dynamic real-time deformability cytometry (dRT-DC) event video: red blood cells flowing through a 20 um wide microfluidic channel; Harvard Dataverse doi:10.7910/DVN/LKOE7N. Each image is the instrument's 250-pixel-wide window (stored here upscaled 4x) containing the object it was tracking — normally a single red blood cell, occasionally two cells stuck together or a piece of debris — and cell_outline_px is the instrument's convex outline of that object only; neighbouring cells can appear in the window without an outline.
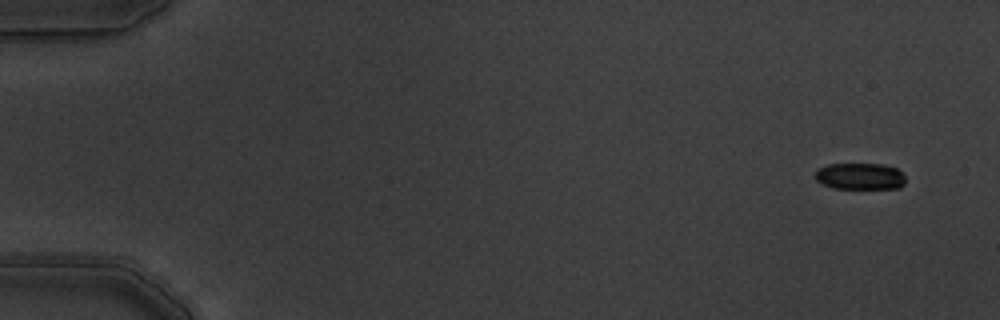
{"species": "common noctule bat (a hibernating species)", "species_latin": "Nyctalus noctula", "temperature_condition": "warm", "stored_images_in_passage": 6, "camera_frame_rate_fps": 3000, "um_per_image_px": 0.085, "animal": {"sex": "male", "body_mass_g": 19.5, "forearm_length_mm": 54.6}, "frame": {"image": 1, "passage_image": 1, "time_ms": 0.0, "image_size_px": [1000, 320], "cell_outline_px": [[904, 184], [900, 188], [832, 188], [816, 180], [816, 168], [828, 164], [880, 164], [896, 168], [904, 176]], "centroid_in_image_um": [73.08, 14.98], "position_along_channel_um": 11.9, "area_um2": 13.87}}
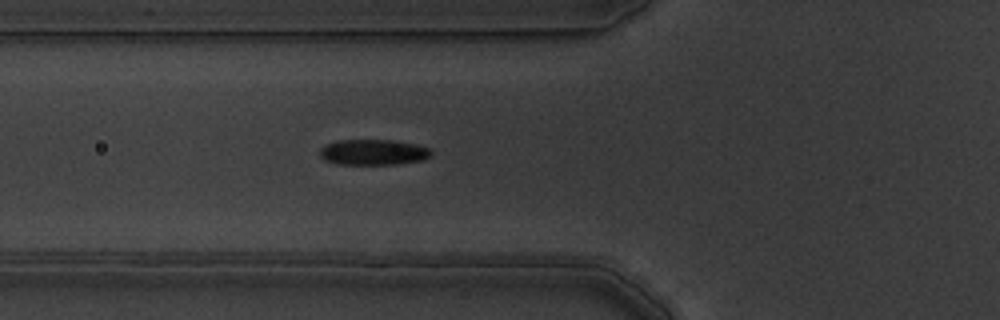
{"frame": {"image": 2, "passage_image": 6, "time_ms": 1.667, "image_size_px": [1000, 320], "cell_outline_px": [[432, 156], [424, 160], [396, 164], [336, 164], [324, 160], [320, 156], [320, 148], [328, 144], [340, 140], [392, 140], [416, 144], [428, 148], [432, 152]], "centroid_in_image_um": [31.75, 12.94], "position_along_channel_um": 94.1, "area_um2": 16.65}}